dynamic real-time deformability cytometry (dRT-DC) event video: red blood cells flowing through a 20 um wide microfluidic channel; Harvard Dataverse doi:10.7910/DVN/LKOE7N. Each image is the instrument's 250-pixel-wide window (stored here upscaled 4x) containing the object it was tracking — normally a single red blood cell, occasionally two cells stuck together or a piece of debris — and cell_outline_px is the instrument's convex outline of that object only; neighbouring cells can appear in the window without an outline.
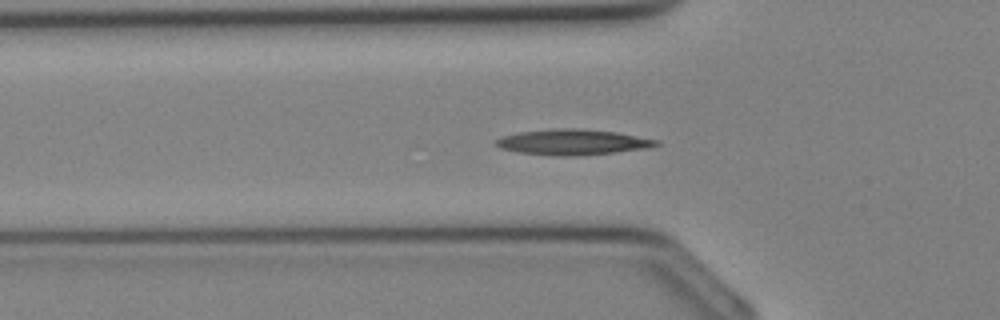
{"species": "Egyptian fruit bat (a non-hibernating species)", "species_latin": "Rousettus aegyptiacus", "temperature_condition": "cold", "stored_images_in_passage": 35, "segment_of_instrument_passage": [1, 2], "camera_frame_rate_fps": 3000, "um_per_image_px": 0.085, "animal": {"sex": "female"}, "frame": {"image": 1, "passage_image": 11, "time_ms": 3.333, "image_size_px": [1000, 320], "cell_outline_px": [[660, 144], [648, 148], [612, 152], [564, 156], [560, 156], [520, 152], [500, 148], [496, 144], [496, 140], [500, 136], [516, 132], [552, 128], [580, 128], [616, 132], [660, 140]], "centroid_in_image_um": [48.66, 12.05], "position_along_channel_um": 77.1, "area_um2": 23.76}}
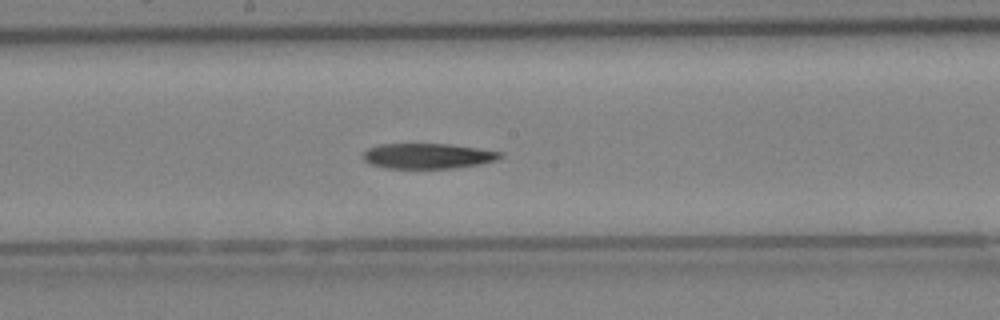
{"frame": {"image": 2, "passage_image": 18, "time_ms": 5.667, "image_size_px": [1000, 320], "cell_outline_px": [[504, 156], [496, 160], [480, 164], [452, 168], [384, 168], [372, 164], [364, 160], [364, 152], [368, 148], [380, 144], [448, 144], [504, 152]], "centroid_in_image_um": [36.39, 13.26], "position_along_channel_um": 211.8, "area_um2": 20.11}}
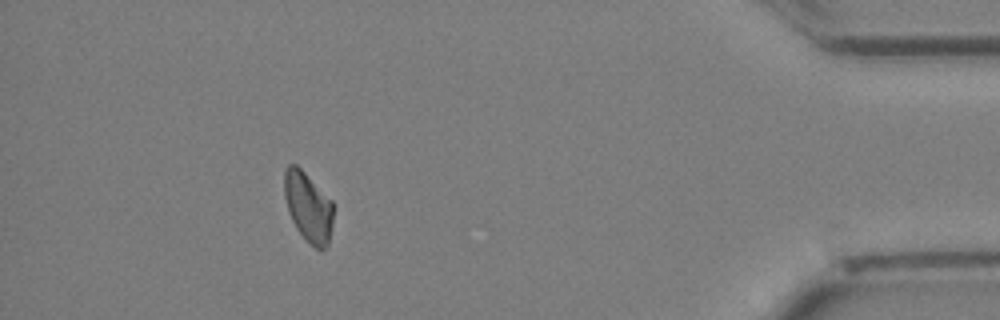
{"frame": {"image": 3, "passage_image": 31, "time_ms": 10.0, "image_size_px": [1000, 320], "cell_outline_px": [[332, 224], [328, 244], [324, 248], [316, 248], [296, 228], [288, 212], [284, 196], [284, 172], [288, 164], [296, 164], [332, 200]], "centroid_in_image_um": [26.17, 17.55], "position_along_channel_um": 409.0, "area_um2": 19.54}}